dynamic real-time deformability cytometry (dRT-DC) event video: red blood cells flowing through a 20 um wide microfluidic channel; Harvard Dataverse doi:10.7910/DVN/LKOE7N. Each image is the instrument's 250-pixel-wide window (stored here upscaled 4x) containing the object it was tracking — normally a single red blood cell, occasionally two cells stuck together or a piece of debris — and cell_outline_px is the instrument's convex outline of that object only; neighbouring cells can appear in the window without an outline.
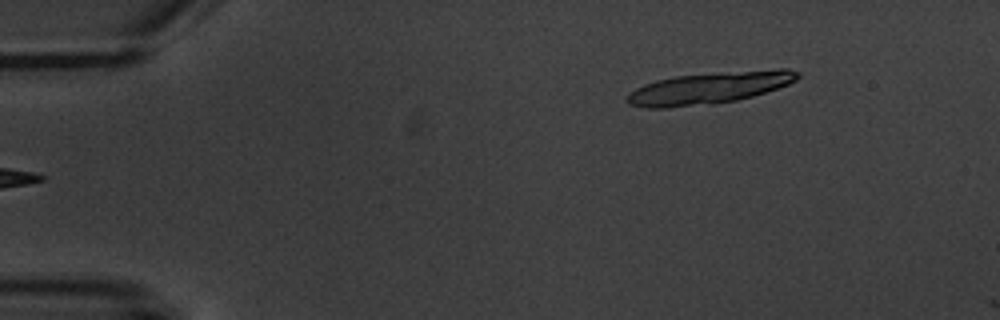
{"species": "common noctule bat (a hibernating species)", "species_latin": "Nyctalus noctula", "temperature_condition": "warm", "stored_images_in_passage": 5, "camera_frame_rate_fps": 3000, "um_per_image_px": 0.085, "animal": {"sex": "male", "body_mass_g": 20.1, "forearm_length_mm": 53.5}, "frame": {"image": 1, "passage_image": 5, "time_ms": 5.667, "image_size_px": [1000, 320], "cell_outline_px": [[800, 76], [796, 80], [788, 84], [752, 96], [736, 100], [712, 104], [668, 108], [644, 108], [628, 104], [624, 100], [628, 92], [644, 84], [656, 80], [676, 76], [780, 68], [788, 68], [800, 72]], "centroid_in_image_um": [60.24, 7.48], "position_along_channel_um": 24.8, "area_um2": 31.62}}